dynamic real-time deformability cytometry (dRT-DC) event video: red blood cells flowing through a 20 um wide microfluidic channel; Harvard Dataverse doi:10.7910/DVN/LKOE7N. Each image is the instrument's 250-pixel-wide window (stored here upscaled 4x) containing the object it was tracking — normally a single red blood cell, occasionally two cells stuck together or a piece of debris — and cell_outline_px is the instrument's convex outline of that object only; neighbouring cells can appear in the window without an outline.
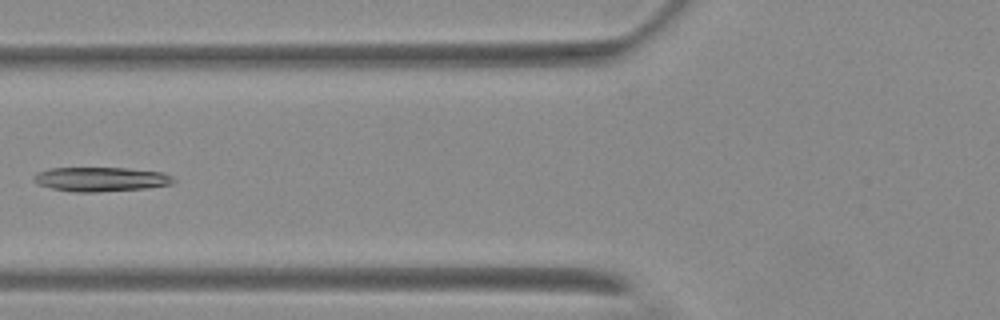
{"species": "Egyptian fruit bat (a non-hibernating species)", "species_latin": "Rousettus aegyptiacus", "temperature_condition": "warm", "stored_images_in_passage": 6, "camera_frame_rate_fps": 3000, "um_per_image_px": 0.085, "animal": {"sex": "female"}, "frame": {"image": 1, "passage_image": 5, "time_ms": 5.0, "image_size_px": [1000, 320], "cell_outline_px": [[176, 180], [172, 184], [144, 188], [96, 192], [76, 192], [52, 188], [36, 184], [32, 180], [32, 176], [40, 172], [52, 168], [128, 168], [164, 172], [172, 176]], "centroid_in_image_um": [8.58, 15.23], "position_along_channel_um": 117.2, "area_um2": 19.77}}
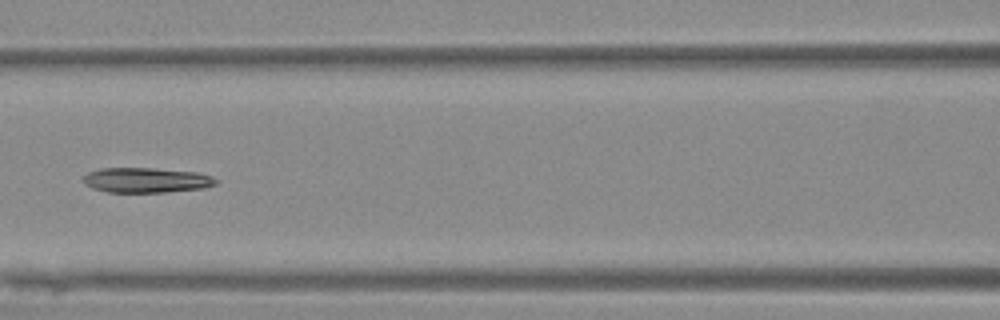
{"frame": {"image": 2, "passage_image": 6, "time_ms": 6.0, "image_size_px": [1000, 320], "cell_outline_px": [[220, 180], [216, 184], [204, 188], [168, 192], [108, 192], [92, 188], [84, 184], [84, 176], [88, 172], [100, 168], [152, 168], [196, 172]], "centroid_in_image_um": [12.42, 15.31], "position_along_channel_um": 154.2, "area_um2": 19.31}}